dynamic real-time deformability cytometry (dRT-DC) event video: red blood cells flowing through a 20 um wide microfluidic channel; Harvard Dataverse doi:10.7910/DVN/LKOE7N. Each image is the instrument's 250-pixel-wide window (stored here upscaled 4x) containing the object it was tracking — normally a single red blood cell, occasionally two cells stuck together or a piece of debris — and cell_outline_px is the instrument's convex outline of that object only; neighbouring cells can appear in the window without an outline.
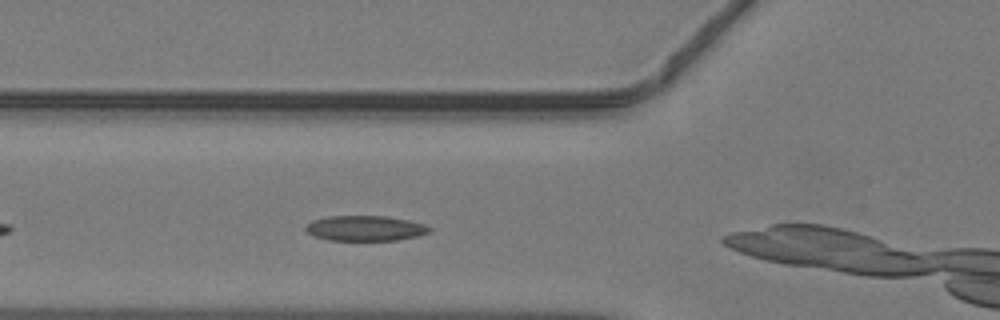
{"species": "common noctule bat (a hibernating species)", "species_latin": "Nyctalus noctula", "temperature_condition": "warm", "stored_images_in_passage": 19, "camera_frame_rate_fps": 3000, "um_per_image_px": 0.085, "animal": {"sex": "male", "body_mass_g": 19.2, "forearm_length_mm": 51.8}, "frame": {"image": 1, "passage_image": 4, "time_ms": 1.0, "image_size_px": [1000, 320], "cell_outline_px": [[432, 228], [428, 232], [416, 236], [396, 240], [328, 240], [312, 236], [304, 228], [312, 220], [328, 216], [388, 216], [408, 220], [424, 224]], "centroid_in_image_um": [31.01, 19.4], "position_along_channel_um": 94.8, "area_um2": 18.15}}
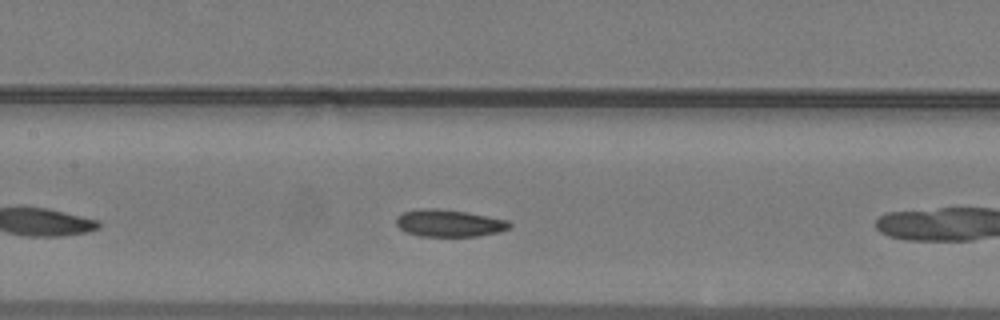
{"frame": {"image": 2, "passage_image": 9, "time_ms": 2.667, "image_size_px": [1000, 320], "cell_outline_px": [[512, 224], [508, 228], [500, 232], [476, 236], [420, 236], [404, 232], [396, 224], [396, 216], [404, 212], [420, 208], [436, 208], [468, 212], [508, 220]], "centroid_in_image_um": [38.15, 18.96], "position_along_channel_um": 169.2, "area_um2": 18.03}}